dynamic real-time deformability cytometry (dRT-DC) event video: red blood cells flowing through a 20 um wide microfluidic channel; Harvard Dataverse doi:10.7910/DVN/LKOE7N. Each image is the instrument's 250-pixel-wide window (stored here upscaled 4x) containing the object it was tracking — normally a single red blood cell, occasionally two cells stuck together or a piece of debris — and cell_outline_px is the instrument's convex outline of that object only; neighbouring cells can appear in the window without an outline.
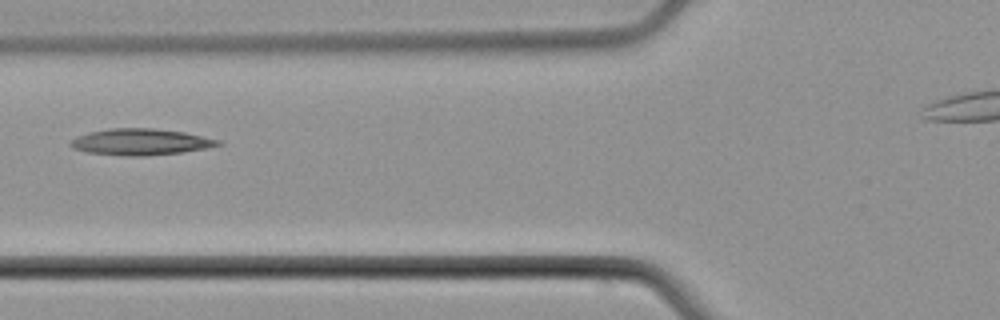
{"species": "common noctule bat (a hibernating species)", "species_latin": "Nyctalus noctula", "temperature_condition": "cold", "stored_images_in_passage": 4, "camera_frame_rate_fps": 3000, "um_per_image_px": 0.085, "animal": {"sex": "male", "body_mass_g": 21.5, "forearm_length_mm": 52.0}, "frame": {"image": 1, "passage_image": 4, "time_ms": 3.667, "image_size_px": [1000, 320], "cell_outline_px": [[224, 144], [184, 152], [144, 156], [124, 156], [88, 152], [72, 148], [68, 144], [76, 136], [88, 132], [108, 128], [152, 128], [184, 132], [224, 140]], "centroid_in_image_um": [11.97, 12.06], "position_along_channel_um": 113.8, "area_um2": 22.89}}